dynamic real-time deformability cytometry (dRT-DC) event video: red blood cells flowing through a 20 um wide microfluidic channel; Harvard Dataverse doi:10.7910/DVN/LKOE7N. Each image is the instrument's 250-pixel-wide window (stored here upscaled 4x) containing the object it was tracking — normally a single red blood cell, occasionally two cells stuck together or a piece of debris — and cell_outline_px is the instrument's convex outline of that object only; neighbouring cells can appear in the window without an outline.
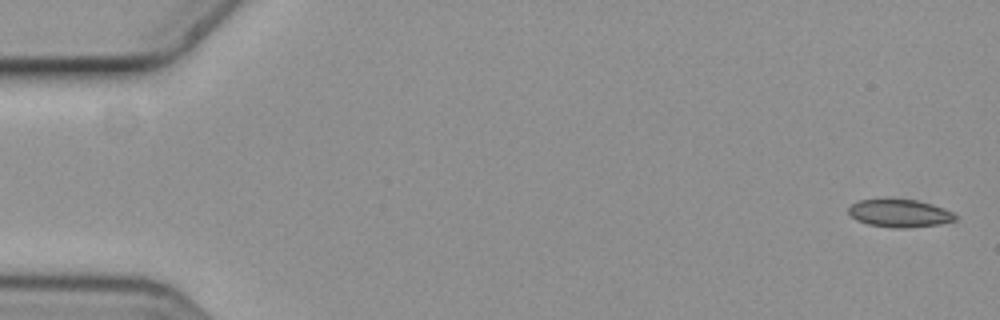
{"species": "common noctule bat (a hibernating species)", "species_latin": "Nyctalus noctula", "temperature_condition": "cold", "stored_images_in_passage": 7, "camera_frame_rate_fps": 3000, "um_per_image_px": 0.085, "animal": {"sex": "female", "body_mass_g": 19.3, "forearm_length_mm": 54.1}, "frame": {"image": 1, "passage_image": 1, "time_ms": 0.0, "image_size_px": [1000, 320], "cell_outline_px": [[956, 220], [940, 224], [908, 228], [896, 228], [868, 224], [856, 220], [848, 212], [848, 208], [852, 204], [860, 200], [916, 200], [932, 204], [952, 212], [956, 216]], "centroid_in_image_um": [76.47, 18.14], "position_along_channel_um": 8.5, "area_um2": 16.99}}
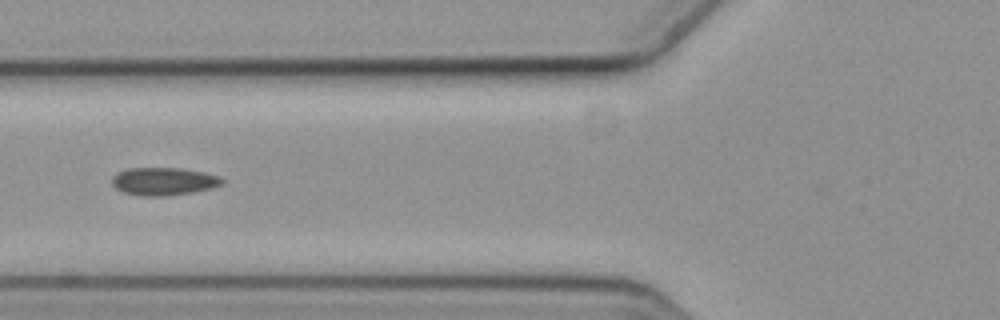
{"frame": {"image": 2, "passage_image": 7, "time_ms": 2.0, "image_size_px": [1000, 320], "cell_outline_px": [[224, 184], [212, 188], [192, 192], [164, 196], [140, 196], [124, 192], [116, 188], [112, 184], [112, 176], [116, 172], [128, 168], [184, 168], [204, 172], [220, 176], [224, 180]], "centroid_in_image_um": [13.92, 15.41], "position_along_channel_um": 111.9, "area_um2": 18.03}}